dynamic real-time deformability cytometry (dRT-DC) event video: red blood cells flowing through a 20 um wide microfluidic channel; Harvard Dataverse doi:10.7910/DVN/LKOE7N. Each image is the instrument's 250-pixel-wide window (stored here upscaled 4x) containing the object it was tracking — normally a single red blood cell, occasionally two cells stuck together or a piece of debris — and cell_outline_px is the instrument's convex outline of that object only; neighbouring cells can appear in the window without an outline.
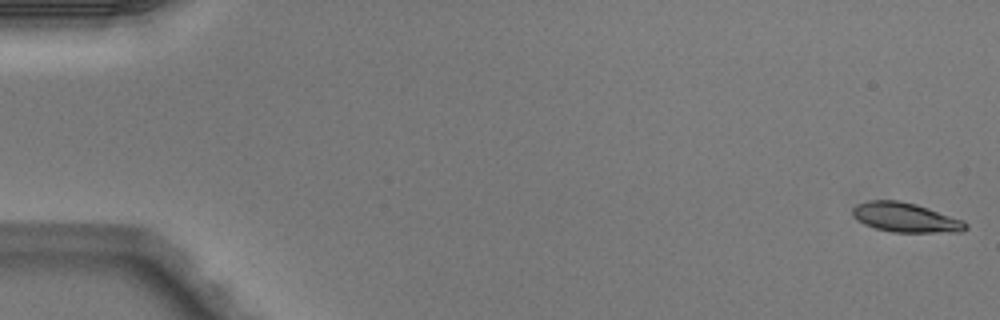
{"species": "Egyptian fruit bat (a non-hibernating species)", "species_latin": "Rousettus aegyptiacus", "temperature_condition": "warm", "stored_images_in_passage": 5, "camera_frame_rate_fps": 3000, "um_per_image_px": 0.085, "animal": {"sex": "male"}, "frame": {"image": 1, "passage_image": 1, "time_ms": 0.0, "image_size_px": [1000, 320], "cell_outline_px": [[968, 228], [960, 232], [892, 232], [876, 228], [864, 224], [852, 216], [852, 208], [856, 204], [868, 200], [900, 200], [916, 204], [964, 220], [968, 224]], "centroid_in_image_um": [76.97, 18.48], "position_along_channel_um": 8.0, "area_um2": 19.54}}
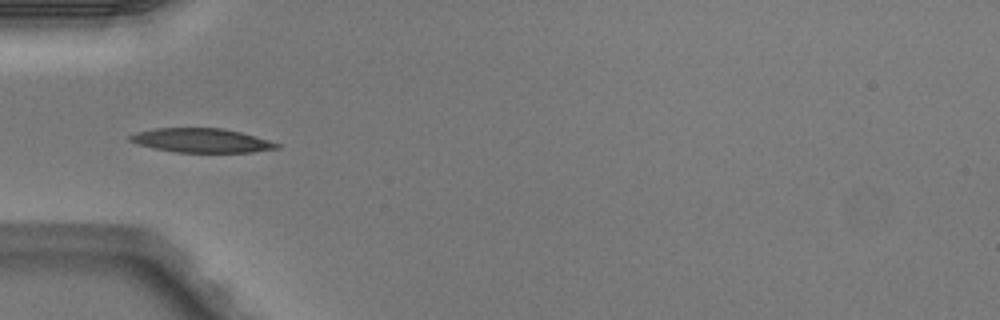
{"frame": {"image": 2, "passage_image": 4, "time_ms": 1.0, "image_size_px": [1000, 320], "cell_outline_px": [[280, 148], [252, 152], [176, 152], [156, 148], [140, 144], [128, 140], [128, 136], [136, 132], [156, 128], [224, 128], [240, 132], [268, 140], [280, 144]], "centroid_in_image_um": [17.14, 11.93], "position_along_channel_um": 67.9, "area_um2": 20.4}}
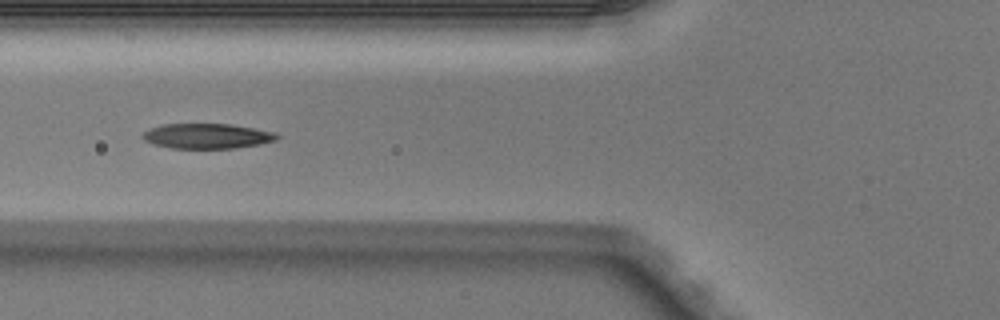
{"frame": {"image": 3, "passage_image": 5, "time_ms": 1.333, "image_size_px": [1000, 320], "cell_outline_px": [[280, 136], [276, 140], [260, 144], [236, 148], [172, 148], [156, 144], [144, 140], [140, 136], [144, 132], [152, 128], [164, 124], [232, 124], [276, 132]], "centroid_in_image_um": [17.65, 11.56], "position_along_channel_um": 108.2, "area_um2": 19.54}}